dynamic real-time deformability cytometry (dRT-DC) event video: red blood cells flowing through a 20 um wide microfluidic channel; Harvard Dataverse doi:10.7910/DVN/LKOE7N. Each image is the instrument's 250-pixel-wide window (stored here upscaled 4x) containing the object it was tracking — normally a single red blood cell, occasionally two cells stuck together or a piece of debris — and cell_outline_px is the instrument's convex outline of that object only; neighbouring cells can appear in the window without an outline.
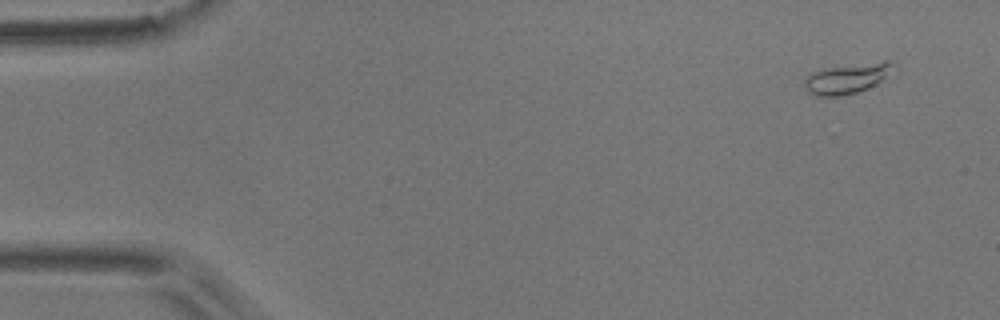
{"species": "common noctule bat (a hibernating species)", "species_latin": "Nyctalus noctula", "temperature_condition": "room temperature", "stored_images_in_passage": 5, "camera_frame_rate_fps": 3000, "um_per_image_px": 0.085, "animal": {"sex": "male", "body_mass_g": 17.9}, "frame": {"image": 1, "passage_image": 1, "time_ms": 0.0, "image_size_px": [1000, 320], "cell_outline_px": [[896, 64], [876, 84], [856, 92], [840, 96], [816, 96], [808, 92], [804, 84], [804, 80], [812, 72], [824, 68], [884, 60], [888, 60]], "centroid_in_image_um": [71.96, 6.65], "position_along_channel_um": 13.0, "area_um2": 15.37}}
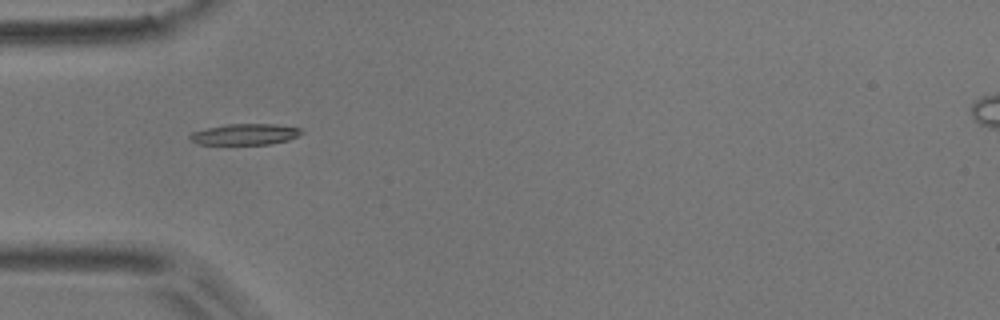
{"frame": {"image": 2, "passage_image": 4, "time_ms": 1.0, "image_size_px": [1000, 320], "cell_outline_px": [[304, 132], [288, 140], [272, 144], [200, 144], [192, 140], [188, 136], [192, 132], [208, 128], [228, 124], [276, 124], [300, 128]], "centroid_in_image_um": [20.86, 11.41], "position_along_channel_um": 64.1, "area_um2": 13.53}}
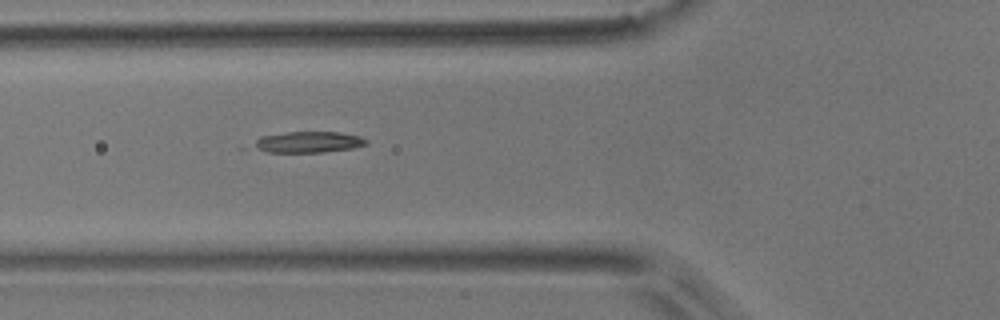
{"frame": {"image": 3, "passage_image": 5, "time_ms": 1.333, "image_size_px": [1000, 320], "cell_outline_px": [[368, 144], [356, 148], [324, 152], [268, 152], [240, 148], [260, 136], [288, 132], [336, 132], [360, 136], [368, 140]], "centroid_in_image_um": [26.01, 12.09], "position_along_channel_um": 99.8, "area_um2": 14.57}}